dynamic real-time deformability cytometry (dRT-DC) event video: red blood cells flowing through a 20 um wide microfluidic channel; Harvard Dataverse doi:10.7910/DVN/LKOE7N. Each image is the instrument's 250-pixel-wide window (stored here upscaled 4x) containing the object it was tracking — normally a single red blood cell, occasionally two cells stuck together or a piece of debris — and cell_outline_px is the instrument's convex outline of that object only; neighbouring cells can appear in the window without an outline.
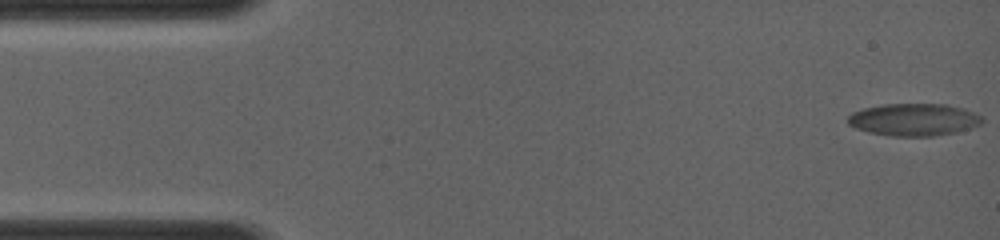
{"species": "common noctule bat (a hibernating species)", "species_latin": "Nyctalus noctula", "temperature_condition": "room temperature", "stored_images_in_passage": 5, "camera_frame_rate_fps": 4000, "um_per_image_px": 0.085, "animal": {"sex": "female", "body_mass_g": 19.0, "forearm_length_mm": 56.7}, "frame": {"image": 1, "passage_image": 1, "time_ms": 0.0, "image_size_px": [1000, 240], "cell_outline_px": [[984, 120], [980, 124], [972, 128], [956, 132], [932, 136], [892, 136], [868, 132], [856, 128], [848, 124], [848, 116], [852, 112], [864, 108], [884, 104], [948, 104], [964, 108], [984, 116]], "centroid_in_image_um": [77.72, 10.16], "position_along_channel_um": 7.3, "area_um2": 25.49}}
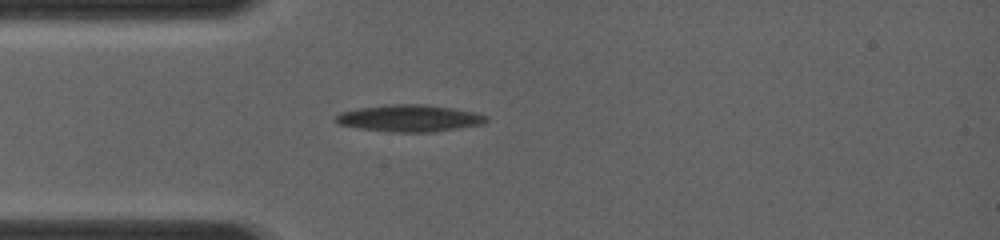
{"frame": {"image": 2, "passage_image": 5, "time_ms": 3.75, "image_size_px": [1000, 240], "cell_outline_px": [[488, 120], [484, 124], [432, 132], [392, 132], [360, 128], [336, 124], [332, 120], [340, 112], [360, 108], [384, 104], [424, 104], [452, 108], [476, 112], [488, 116]], "centroid_in_image_um": [34.79, 10.04], "position_along_channel_um": 50.2, "area_um2": 23.76}}